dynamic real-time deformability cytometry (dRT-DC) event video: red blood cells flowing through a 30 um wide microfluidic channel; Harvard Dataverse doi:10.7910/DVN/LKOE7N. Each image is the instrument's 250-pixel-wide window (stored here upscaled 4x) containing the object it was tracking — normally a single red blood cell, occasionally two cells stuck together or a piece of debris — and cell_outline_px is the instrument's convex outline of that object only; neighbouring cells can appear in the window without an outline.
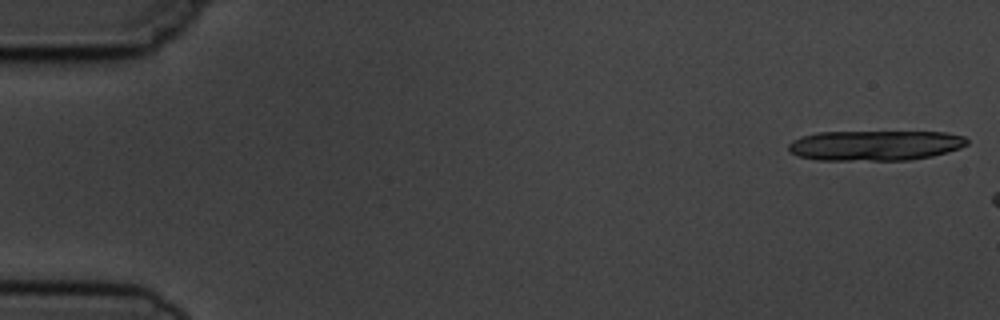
{"species": "common noctule bat (a hibernating species)", "species_latin": "Nyctalus noctula", "temperature_condition": "cold", "stored_images_in_passage": 2, "camera_frame_rate_fps": 3000, "um_per_image_px": 0.085, "animal": {"sex": "male", "body_mass_g": 19.5, "forearm_length_mm": 54.6}, "frame": {"image": 1, "passage_image": 1, "time_ms": 0.0, "image_size_px": [1000, 320], "cell_outline_px": [[968, 144], [960, 148], [948, 152], [932, 156], [912, 160], [816, 160], [796, 156], [788, 152], [788, 144], [792, 140], [816, 132], [944, 132], [964, 136], [968, 140]], "centroid_in_image_um": [74.36, 12.37], "position_along_channel_um": 10.6, "area_um2": 31.67}}